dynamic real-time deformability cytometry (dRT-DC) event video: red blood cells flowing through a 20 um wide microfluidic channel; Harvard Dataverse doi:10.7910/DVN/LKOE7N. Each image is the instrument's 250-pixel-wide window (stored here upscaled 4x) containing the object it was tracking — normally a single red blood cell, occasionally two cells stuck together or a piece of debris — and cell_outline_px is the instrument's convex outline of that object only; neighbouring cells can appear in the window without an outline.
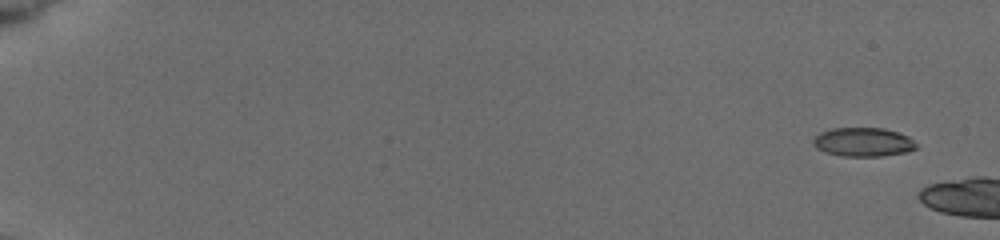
{"species": "common noctule bat (a hibernating species)", "species_latin": "Nyctalus noctula", "temperature_condition": "cold", "stored_images_in_passage": 4, "camera_frame_rate_fps": 3000, "um_per_image_px": 0.085, "animal": {"sex": "female", "body_mass_g": 19.5, "forearm_length_mm": 54.1}, "frame": {"image": 1, "passage_image": 2, "time_ms": 1.0, "image_size_px": [1000, 240], "cell_outline_px": [[916, 148], [908, 152], [880, 156], [840, 156], [816, 148], [812, 144], [812, 140], [820, 132], [832, 128], [884, 128], [908, 136], [916, 144]], "centroid_in_image_um": [73.35, 12.07], "position_along_channel_um": 11.6, "area_um2": 17.28}}